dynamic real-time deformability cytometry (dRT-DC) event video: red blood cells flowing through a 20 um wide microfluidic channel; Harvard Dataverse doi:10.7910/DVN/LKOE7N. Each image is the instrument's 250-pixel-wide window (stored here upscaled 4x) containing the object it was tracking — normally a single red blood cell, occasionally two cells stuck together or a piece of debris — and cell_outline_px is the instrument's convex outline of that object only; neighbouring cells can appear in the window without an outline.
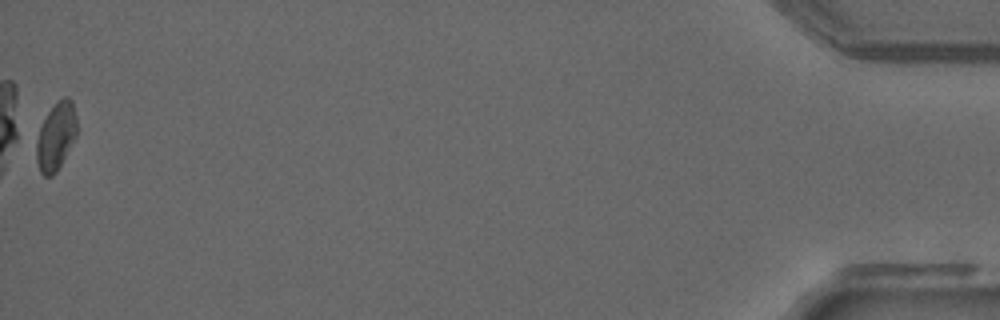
{"species": "common noctule bat (a hibernating species)", "species_latin": "Nyctalus noctula", "temperature_condition": "warm", "stored_images_in_passage": 51, "camera_frame_rate_fps": 3000, "um_per_image_px": 0.085, "animal": {"sex": "male", "forearm_length_mm": 52.5}, "frame": {"image": 1, "passage_image": 51, "time_ms": 16.667, "image_size_px": [1000, 320], "cell_outline_px": [[76, 136], [56, 172], [52, 176], [44, 176], [40, 172], [36, 160], [32, 140], [48, 112], [64, 96], [68, 96], [72, 100], [76, 116]], "centroid_in_image_um": [4.69, 11.61], "position_along_channel_um": 430.5, "area_um2": 16.3}, "authors_computed_cell_mechanics": {"area_um2": 16.184, "velocity_mm_per_s": 3.979, "shape_relaxation_time_tau1_ms": 10.4664, "shape_relaxation_time_tau2_ms": 1.1401, "deformation_change_tau1": 0.1261, "deformation_change_tau2": 0.0682}}